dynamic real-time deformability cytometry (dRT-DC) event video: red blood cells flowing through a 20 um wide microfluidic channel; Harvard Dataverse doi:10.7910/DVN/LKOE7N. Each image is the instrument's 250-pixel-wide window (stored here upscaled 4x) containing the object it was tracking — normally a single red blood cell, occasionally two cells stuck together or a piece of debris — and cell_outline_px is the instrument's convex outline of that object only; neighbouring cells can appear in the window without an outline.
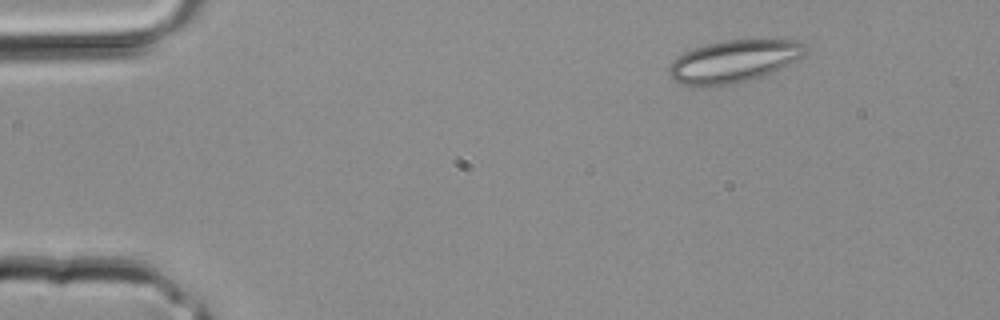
{"species": "common noctule bat (a hibernating species)", "species_latin": "Nyctalus noctula", "temperature_condition": "room temperature", "stored_images_in_passage": 3, "camera_frame_rate_fps": 3000, "um_per_image_px": 0.085, "animal": {"sex": "male", "body_mass_g": 20.4}, "frame": {"image": 1, "passage_image": 1, "time_ms": 0.0, "image_size_px": [1000, 320], "cell_outline_px": [[808, 52], [804, 56], [764, 76], [752, 80], [732, 84], [700, 88], [680, 84], [668, 72], [668, 68], [684, 52], [708, 44], [724, 40], [796, 40], [804, 44]], "centroid_in_image_um": [62.4, 5.23], "position_along_channel_um": 22.6, "area_um2": 33.58}}